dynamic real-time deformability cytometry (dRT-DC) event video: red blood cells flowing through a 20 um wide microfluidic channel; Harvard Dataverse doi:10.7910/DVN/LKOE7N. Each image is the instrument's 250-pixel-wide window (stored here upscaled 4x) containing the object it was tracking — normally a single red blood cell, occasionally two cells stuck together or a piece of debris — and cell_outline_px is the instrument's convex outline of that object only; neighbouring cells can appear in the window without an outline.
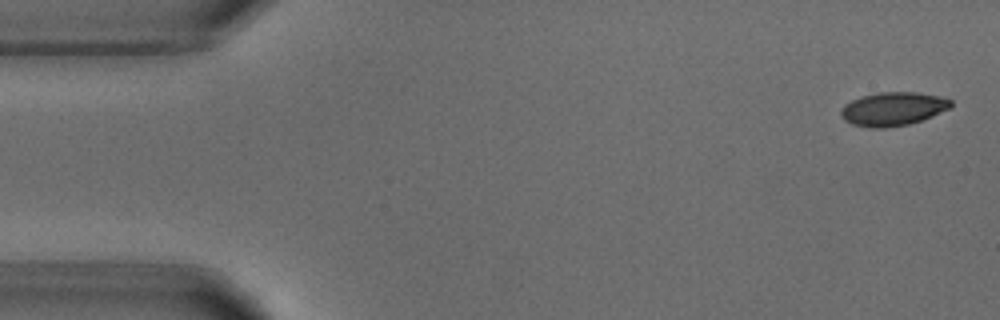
{"species": "common noctule bat (a hibernating species)", "species_latin": "Nyctalus noctula", "temperature_condition": "warm", "stored_images_in_passage": 7, "camera_frame_rate_fps": 3000, "um_per_image_px": 0.085, "animal": {"sex": "male", "body_mass_g": 18.8}, "frame": {"image": 1, "passage_image": 1, "time_ms": 0.0, "image_size_px": [1000, 320], "cell_outline_px": [[952, 108], [932, 116], [908, 124], [884, 128], [872, 128], [852, 124], [844, 120], [840, 116], [840, 112], [844, 104], [852, 100], [864, 96], [880, 92], [916, 92], [940, 96], [952, 100]], "centroid_in_image_um": [75.91, 9.25], "position_along_channel_um": 9.1, "area_um2": 21.5}}
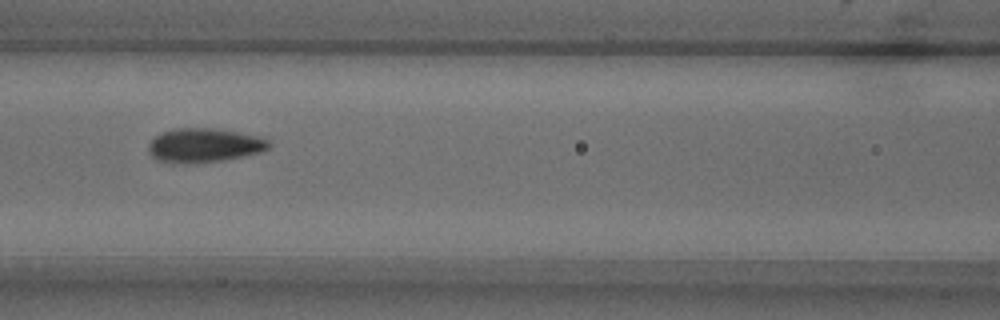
{"frame": {"image": 2, "passage_image": 6, "time_ms": 6.667, "image_size_px": [1000, 320], "cell_outline_px": [[272, 144], [268, 148], [260, 152], [224, 160], [156, 160], [148, 152], [148, 144], [160, 132], [172, 128], [212, 128], [236, 132], [256, 136], [268, 140]], "centroid_in_image_um": [17.36, 12.29], "position_along_channel_um": 149.2, "area_um2": 22.89}}
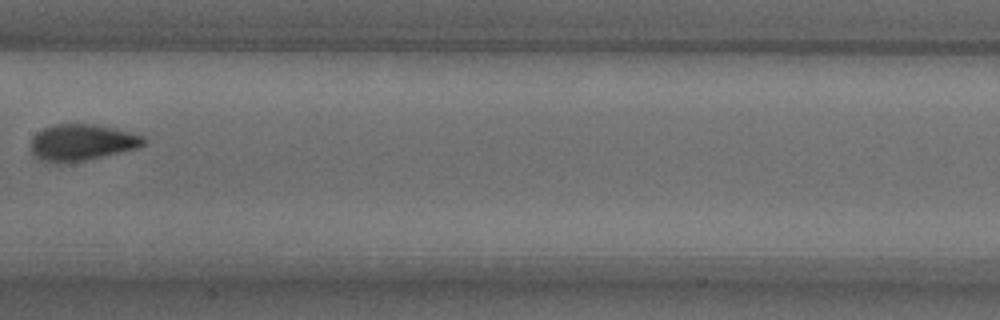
{"frame": {"image": 3, "passage_image": 7, "time_ms": 8.0, "image_size_px": [1000, 320], "cell_outline_px": [[148, 140], [140, 148], [104, 156], [84, 160], [40, 160], [32, 156], [32, 136], [36, 132], [52, 124], [92, 124], [112, 128], [144, 136]], "centroid_in_image_um": [6.99, 12.07], "position_along_channel_um": 200.4, "area_um2": 23.47}}